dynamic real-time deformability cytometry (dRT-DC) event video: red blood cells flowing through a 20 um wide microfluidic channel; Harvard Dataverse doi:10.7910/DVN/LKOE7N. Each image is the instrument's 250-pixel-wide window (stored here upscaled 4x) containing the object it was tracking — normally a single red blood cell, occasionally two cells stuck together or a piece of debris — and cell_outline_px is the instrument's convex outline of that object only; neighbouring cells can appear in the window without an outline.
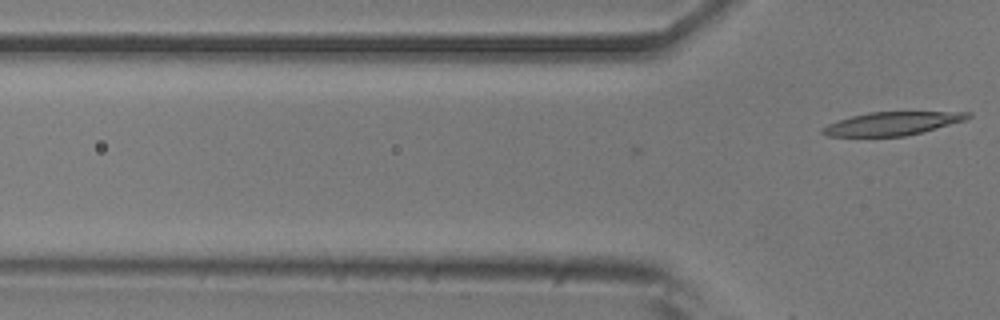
{"species": "common noctule bat (a hibernating species)", "species_latin": "Nyctalus noctula", "temperature_condition": "room temperature", "stored_images_in_passage": 6, "camera_frame_rate_fps": 3000, "um_per_image_px": 0.085, "animal": {"sex": "male", "body_mass_g": 20.5, "forearm_length_mm": 52.5}, "frame": {"image": 1, "passage_image": 6, "time_ms": 1.667, "image_size_px": [1000, 320], "cell_outline_px": [[972, 116], [964, 120], [936, 128], [904, 136], [828, 136], [820, 132], [820, 128], [828, 124], [852, 116], [868, 112], [972, 112]], "centroid_in_image_um": [75.81, 10.5], "position_along_channel_um": 50.0, "area_um2": 19.42}}